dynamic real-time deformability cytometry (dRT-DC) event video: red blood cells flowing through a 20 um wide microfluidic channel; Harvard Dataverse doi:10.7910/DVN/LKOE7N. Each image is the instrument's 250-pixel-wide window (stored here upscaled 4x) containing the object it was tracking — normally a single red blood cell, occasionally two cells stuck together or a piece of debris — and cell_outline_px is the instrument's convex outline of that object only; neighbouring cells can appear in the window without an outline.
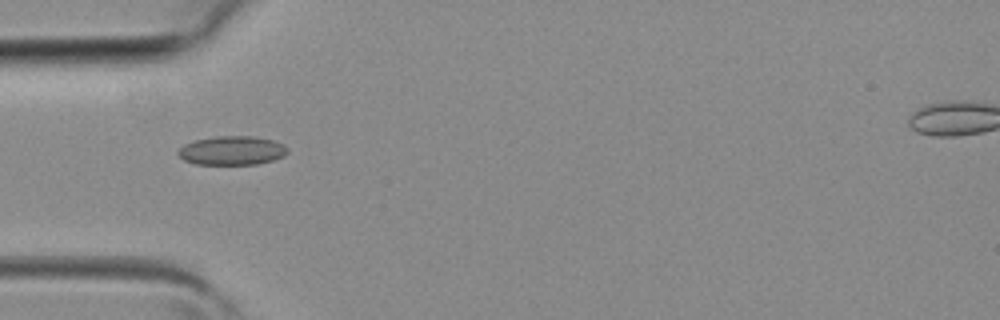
{"species": "common noctule bat (a hibernating species)", "species_latin": "Nyctalus noctula", "temperature_condition": "room temperature", "stored_images_in_passage": 3, "camera_frame_rate_fps": 3000, "um_per_image_px": 0.085, "animal": {"sex": "female", "body_mass_g": 19.3, "forearm_length_mm": 54.1}, "frame": {"image": 1, "passage_image": 3, "time_ms": 0.667, "image_size_px": [1000, 320], "cell_outline_px": [[288, 152], [284, 156], [272, 160], [256, 164], [196, 164], [184, 160], [176, 152], [184, 144], [196, 140], [216, 136], [256, 136], [272, 140], [284, 144], [288, 148]], "centroid_in_image_um": [19.73, 12.79], "position_along_channel_um": 65.3, "area_um2": 18.44}}